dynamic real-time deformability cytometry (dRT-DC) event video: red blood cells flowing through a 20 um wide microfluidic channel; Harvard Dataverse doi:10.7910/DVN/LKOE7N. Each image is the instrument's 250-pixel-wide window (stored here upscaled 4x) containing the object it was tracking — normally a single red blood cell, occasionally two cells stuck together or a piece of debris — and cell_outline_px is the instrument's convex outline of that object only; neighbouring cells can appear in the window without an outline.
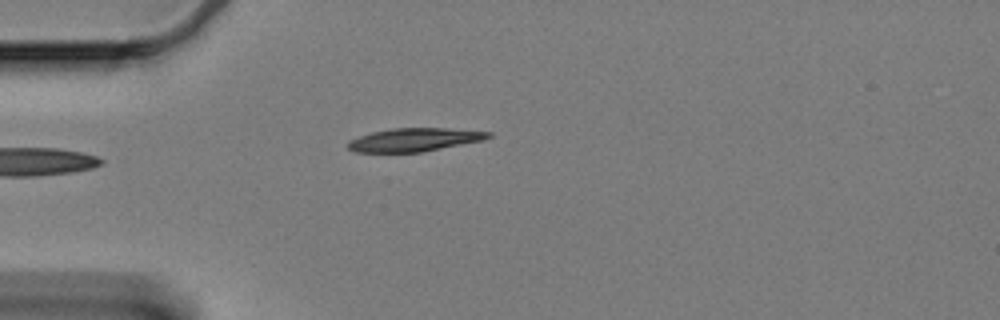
{"species": "Egyptian fruit bat (a non-hibernating species)", "species_latin": "Rousettus aegyptiacus", "temperature_condition": "cold", "stored_images_in_passage": 6, "camera_frame_rate_fps": 3000, "um_per_image_px": 0.085, "animal": {"sex": "female"}, "frame": {"image": 1, "passage_image": 1, "time_ms": 0.0, "image_size_px": [1000, 320], "cell_outline_px": [[492, 136], [484, 140], [420, 152], [352, 152], [348, 148], [348, 140], [372, 132], [392, 128], [444, 128], [492, 132]], "centroid_in_image_um": [35.21, 11.87], "position_along_channel_um": 49.8, "area_um2": 18.96}}
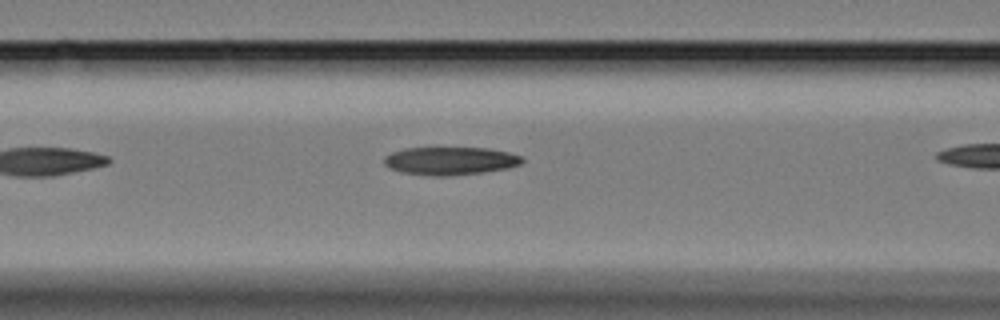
{"frame": {"image": 2, "passage_image": 5, "time_ms": 1.333, "image_size_px": [1000, 320], "cell_outline_px": [[524, 160], [520, 164], [508, 168], [480, 172], [448, 176], [436, 176], [404, 172], [388, 168], [384, 164], [384, 156], [392, 152], [404, 148], [488, 148], [508, 152], [524, 156]], "centroid_in_image_um": [38.28, 13.66], "position_along_channel_um": 128.3, "area_um2": 22.43}}